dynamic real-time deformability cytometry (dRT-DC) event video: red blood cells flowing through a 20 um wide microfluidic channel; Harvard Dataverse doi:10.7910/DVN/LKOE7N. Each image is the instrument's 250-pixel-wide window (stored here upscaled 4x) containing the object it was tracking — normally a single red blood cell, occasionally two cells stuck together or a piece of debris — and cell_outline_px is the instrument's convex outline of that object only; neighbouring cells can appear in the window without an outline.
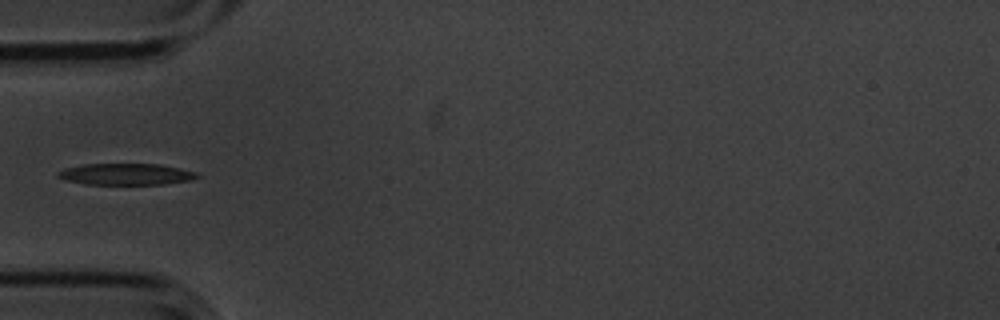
{"species": "common noctule bat (a hibernating species)", "species_latin": "Nyctalus noctula", "temperature_condition": "cold", "stored_images_in_passage": 7, "camera_frame_rate_fps": 3000, "um_per_image_px": 0.085, "animal": {"sex": "male", "body_mass_g": 20.1, "forearm_length_mm": 53.5}, "frame": {"image": 1, "passage_image": 5, "time_ms": 1.333, "image_size_px": [1000, 320], "cell_outline_px": [[200, 176], [192, 180], [164, 184], [84, 184], [68, 180], [56, 176], [56, 172], [64, 168], [84, 164], [160, 164], [180, 168], [196, 172]], "centroid_in_image_um": [10.71, 14.8], "position_along_channel_um": 74.3, "area_um2": 17.4}}
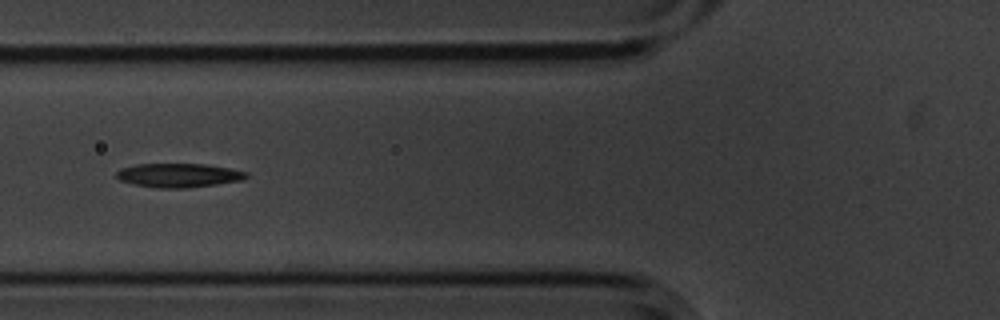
{"frame": {"image": 2, "passage_image": 6, "time_ms": 1.667, "image_size_px": [1000, 320], "cell_outline_px": [[248, 176], [244, 180], [188, 188], [156, 188], [132, 184], [120, 180], [116, 176], [116, 172], [120, 168], [136, 164], [204, 164], [228, 168], [248, 172]], "centroid_in_image_um": [15.17, 14.9], "position_along_channel_um": 110.6, "area_um2": 18.21}}
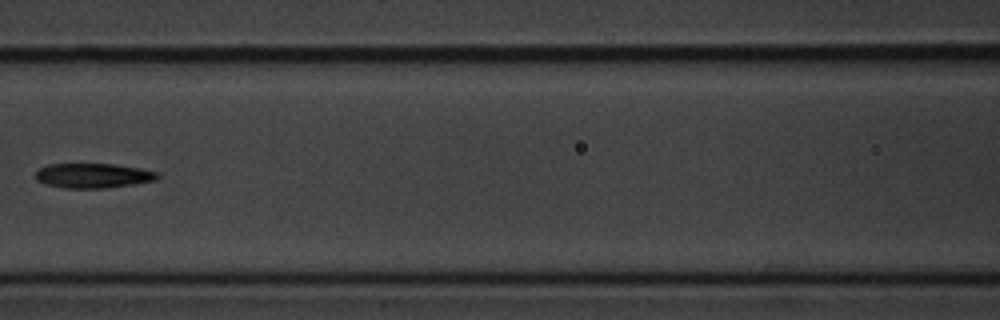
{"frame": {"image": 3, "passage_image": 7, "time_ms": 2.0, "image_size_px": [1000, 320], "cell_outline_px": [[160, 176], [156, 180], [132, 184], [104, 188], [64, 188], [44, 184], [36, 180], [36, 172], [40, 168], [48, 164], [112, 164], [140, 168], [156, 172]], "centroid_in_image_um": [7.88, 14.93], "position_along_channel_um": 158.7, "area_um2": 17.46}}